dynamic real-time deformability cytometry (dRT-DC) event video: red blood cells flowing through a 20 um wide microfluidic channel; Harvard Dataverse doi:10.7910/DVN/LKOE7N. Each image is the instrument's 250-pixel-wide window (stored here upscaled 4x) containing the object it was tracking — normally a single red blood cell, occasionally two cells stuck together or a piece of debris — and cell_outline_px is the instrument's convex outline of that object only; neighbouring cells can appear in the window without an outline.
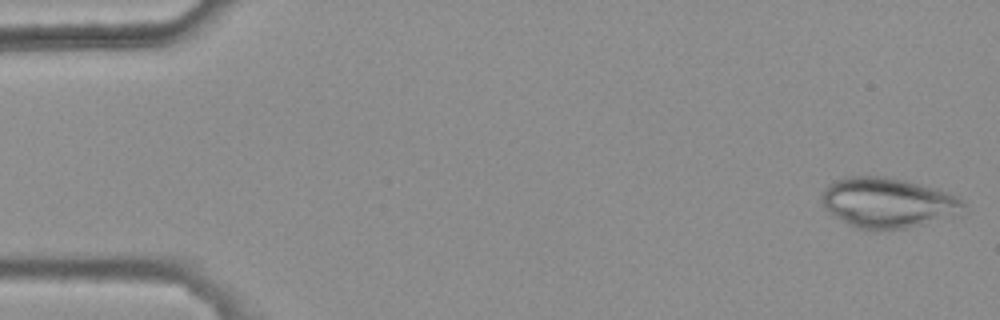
{"species": "common noctule bat (a hibernating species)", "species_latin": "Nyctalus noctula", "temperature_condition": "warm", "stored_images_in_passage": 46, "camera_frame_rate_fps": 3000, "um_per_image_px": 0.085, "animal": {"sex": "female", "body_mass_g": 25.1}, "frame": {"image": 1, "passage_image": 1, "time_ms": 0.0, "image_size_px": [1000, 320], "cell_outline_px": [[964, 204], [952, 212], [920, 224], [908, 228], [872, 232], [856, 228], [848, 224], [828, 212], [824, 208], [820, 196], [824, 188], [828, 184], [836, 180], [848, 176], [880, 176], [920, 184], [956, 196]], "centroid_in_image_um": [75.25, 17.24], "position_along_channel_um": 9.8, "area_um2": 40.34}}
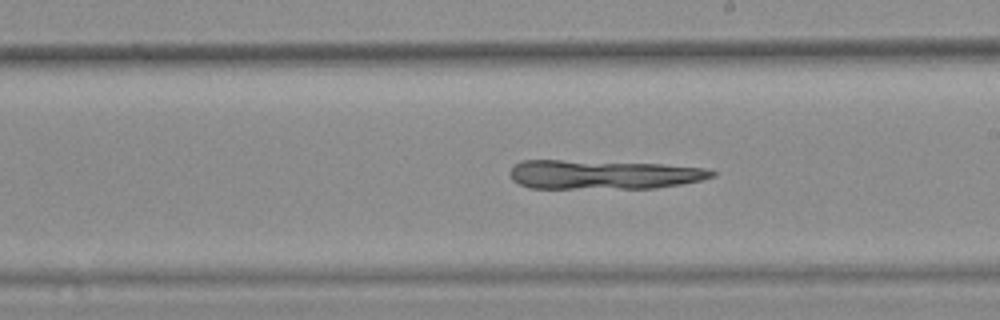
{"frame": {"image": 2, "passage_image": 30, "time_ms": 9.667, "image_size_px": [1000, 320], "cell_outline_px": [[716, 176], [700, 180], [680, 184], [656, 188], [528, 188], [512, 180], [508, 176], [508, 172], [512, 164], [520, 160], [560, 160], [660, 164], [704, 168], [716, 172]], "centroid_in_image_um": [51.19, 14.84], "position_along_channel_um": 237.8, "area_um2": 34.39}}
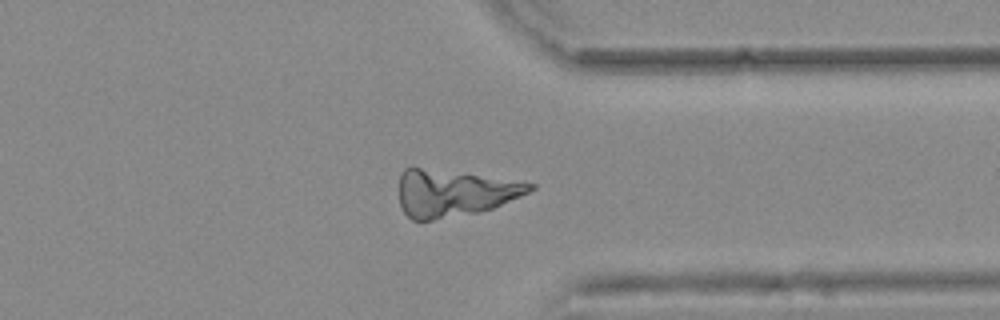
{"frame": {"image": 3, "passage_image": 41, "time_ms": 13.333, "image_size_px": [1000, 320], "cell_outline_px": [[536, 188], [520, 196], [492, 208], [476, 212], [432, 220], [412, 220], [404, 212], [400, 204], [400, 172], [404, 168], [412, 164], [536, 184]], "centroid_in_image_um": [38.52, 16.35], "position_along_channel_um": 372.9, "area_um2": 35.89}}